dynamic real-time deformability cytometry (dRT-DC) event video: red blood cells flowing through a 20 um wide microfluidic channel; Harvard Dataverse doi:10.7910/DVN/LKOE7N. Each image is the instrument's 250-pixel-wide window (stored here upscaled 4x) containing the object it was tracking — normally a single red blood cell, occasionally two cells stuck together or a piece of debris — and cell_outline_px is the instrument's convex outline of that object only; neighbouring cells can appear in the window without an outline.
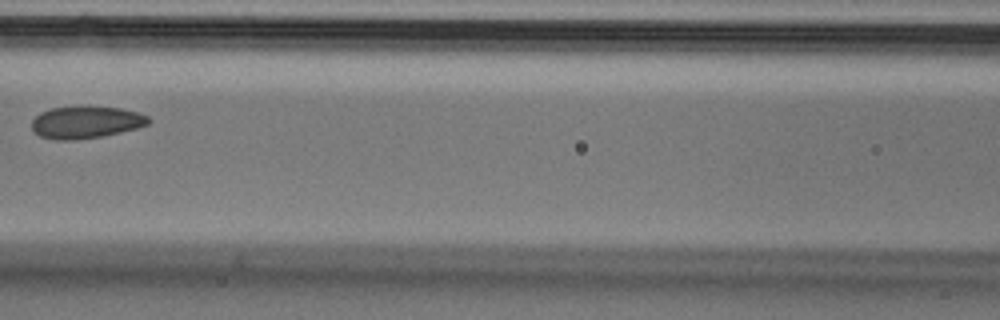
{"species": "Egyptian fruit bat (a non-hibernating species)", "species_latin": "Rousettus aegyptiacus", "temperature_condition": "cold", "stored_images_in_passage": 5, "camera_frame_rate_fps": 3000, "um_per_image_px": 0.085, "animal": {"sex": "male"}, "frame": {"image": 1, "passage_image": 4, "time_ms": 1.0, "image_size_px": [1000, 320], "cell_outline_px": [[152, 120], [148, 124], [136, 128], [120, 132], [100, 136], [76, 140], [56, 140], [40, 136], [32, 128], [32, 120], [40, 112], [52, 108], [84, 104], [120, 108], [140, 112], [148, 116]], "centroid_in_image_um": [7.32, 10.35], "position_along_channel_um": 159.3, "area_um2": 22.37}}
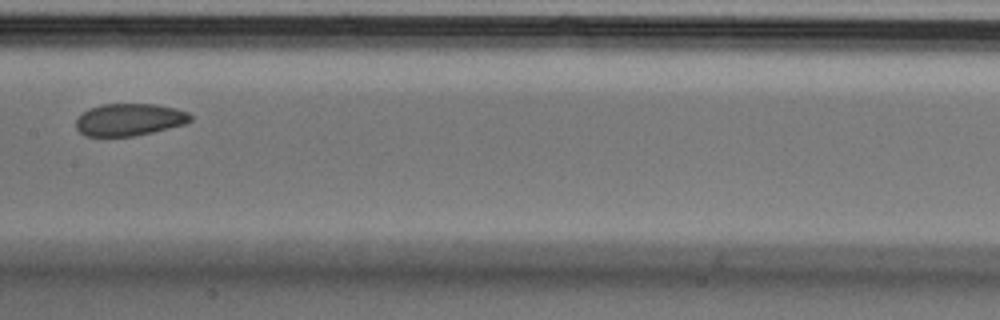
{"frame": {"image": 2, "passage_image": 5, "time_ms": 1.333, "image_size_px": [1000, 320], "cell_outline_px": [[192, 120], [184, 124], [136, 136], [84, 136], [76, 128], [76, 120], [84, 112], [100, 104], [156, 104], [176, 108], [188, 112], [192, 116]], "centroid_in_image_um": [11.01, 10.17], "position_along_channel_um": 196.4, "area_um2": 21.44}}